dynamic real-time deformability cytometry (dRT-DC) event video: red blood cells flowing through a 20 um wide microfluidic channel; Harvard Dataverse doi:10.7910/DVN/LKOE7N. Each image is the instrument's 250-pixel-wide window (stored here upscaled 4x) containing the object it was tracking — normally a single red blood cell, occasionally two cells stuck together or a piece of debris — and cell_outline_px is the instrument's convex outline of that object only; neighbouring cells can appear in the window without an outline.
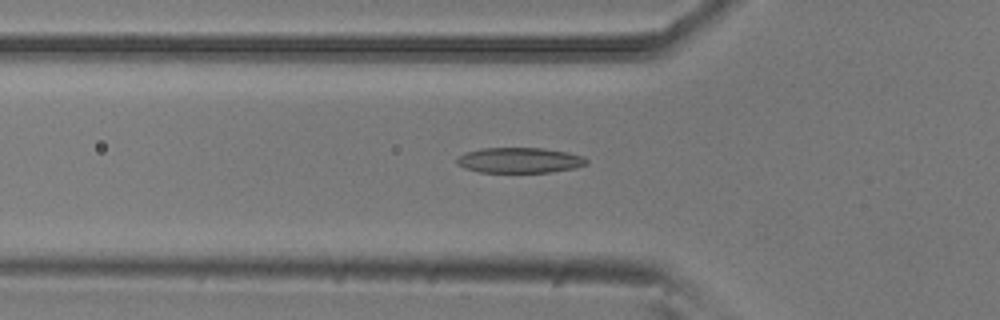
{"species": "common noctule bat (a hibernating species)", "species_latin": "Nyctalus noctula", "temperature_condition": "room temperature", "stored_images_in_passage": 21, "camera_frame_rate_fps": 3000, "um_per_image_px": 0.085, "animal": {"sex": "male", "body_mass_g": 20.5, "forearm_length_mm": 52.5}, "frame": {"image": 1, "passage_image": 9, "time_ms": 2.667, "image_size_px": [1000, 320], "cell_outline_px": [[588, 164], [576, 168], [548, 172], [480, 172], [464, 168], [456, 164], [456, 160], [460, 156], [468, 152], [484, 148], [544, 148], [568, 152], [584, 156], [588, 160]], "centroid_in_image_um": [44.21, 13.62], "position_along_channel_um": 81.6, "area_um2": 19.19}}
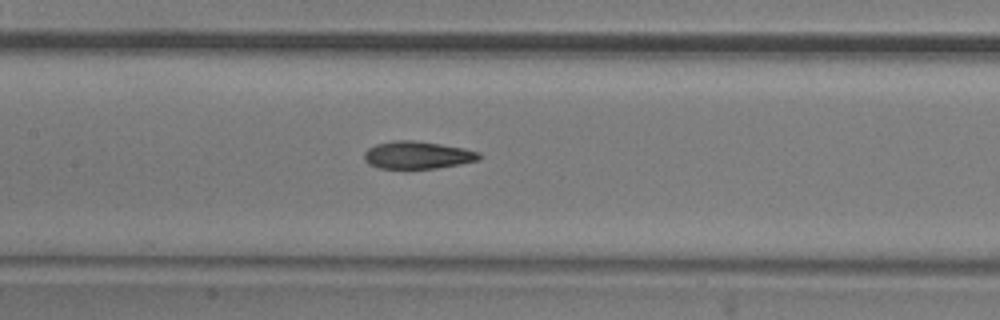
{"frame": {"image": 2, "passage_image": 16, "time_ms": 5.0, "image_size_px": [1000, 320], "cell_outline_px": [[480, 160], [460, 164], [436, 168], [380, 168], [368, 164], [364, 160], [364, 152], [368, 148], [376, 144], [392, 140], [412, 140], [440, 144], [464, 148], [480, 152]], "centroid_in_image_um": [35.47, 13.17], "position_along_channel_um": 171.9, "area_um2": 18.44}}
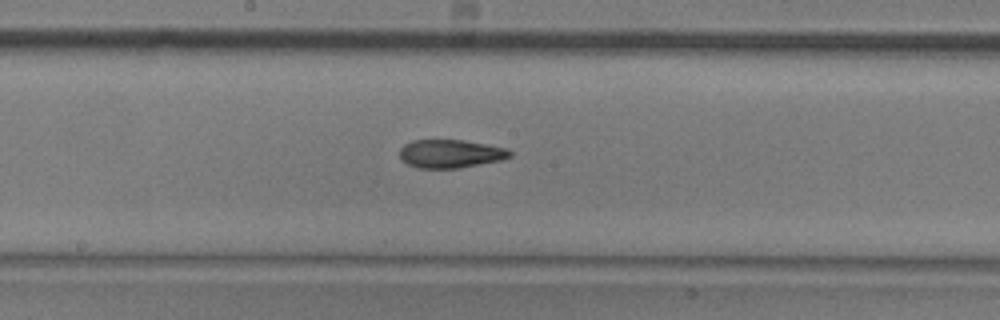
{"frame": {"image": 3, "passage_image": 19, "time_ms": 6.0, "image_size_px": [1000, 320], "cell_outline_px": [[512, 156], [500, 160], [456, 168], [416, 168], [408, 164], [400, 156], [400, 148], [404, 144], [412, 140], [464, 140], [508, 148], [512, 152]], "centroid_in_image_um": [38.29, 13.05], "position_along_channel_um": 209.9, "area_um2": 18.09}}